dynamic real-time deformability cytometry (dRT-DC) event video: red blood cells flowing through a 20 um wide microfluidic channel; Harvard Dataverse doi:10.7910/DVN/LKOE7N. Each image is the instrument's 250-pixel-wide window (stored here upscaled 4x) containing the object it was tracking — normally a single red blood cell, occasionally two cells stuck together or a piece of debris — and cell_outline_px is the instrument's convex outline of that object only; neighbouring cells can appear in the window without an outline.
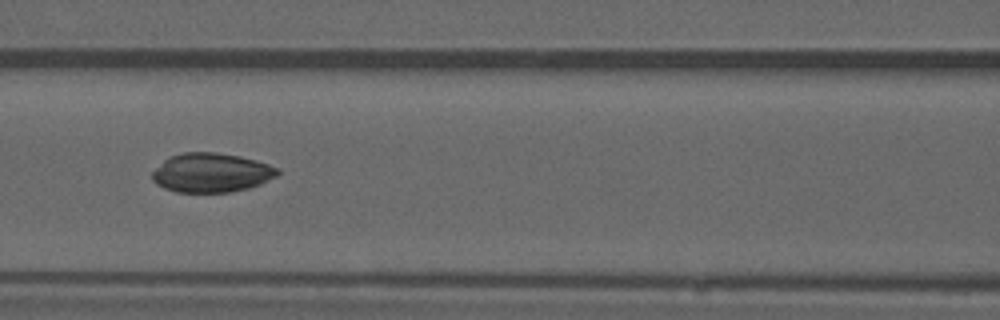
{"species": "common noctule bat (a hibernating species)", "species_latin": "Nyctalus noctula", "temperature_condition": "warm", "stored_images_in_passage": 51, "camera_frame_rate_fps": 3000, "um_per_image_px": 0.085, "animal": {"sex": "male", "forearm_length_mm": 52.5}, "frame": {"image": 1, "passage_image": 22, "time_ms": 7.0, "image_size_px": [1000, 320], "cell_outline_px": [[280, 172], [276, 176], [260, 184], [248, 188], [228, 192], [176, 192], [164, 188], [156, 184], [152, 180], [152, 172], [164, 160], [172, 156], [184, 152], [216, 152], [240, 156], [256, 160], [280, 168]], "centroid_in_image_um": [17.97, 14.68], "position_along_channel_um": 148.6, "area_um2": 28.61}, "authors_computed_cell_mechanics": {"area_um2": 29.189, "velocity_mm_per_s": 3.9356, "shape_relaxation_time_tau1_ms": null, "shape_relaxation_time_tau2_ms": 0.8092, "deformation_change_tau1": null, "deformation_change_tau2": 0.0234}}